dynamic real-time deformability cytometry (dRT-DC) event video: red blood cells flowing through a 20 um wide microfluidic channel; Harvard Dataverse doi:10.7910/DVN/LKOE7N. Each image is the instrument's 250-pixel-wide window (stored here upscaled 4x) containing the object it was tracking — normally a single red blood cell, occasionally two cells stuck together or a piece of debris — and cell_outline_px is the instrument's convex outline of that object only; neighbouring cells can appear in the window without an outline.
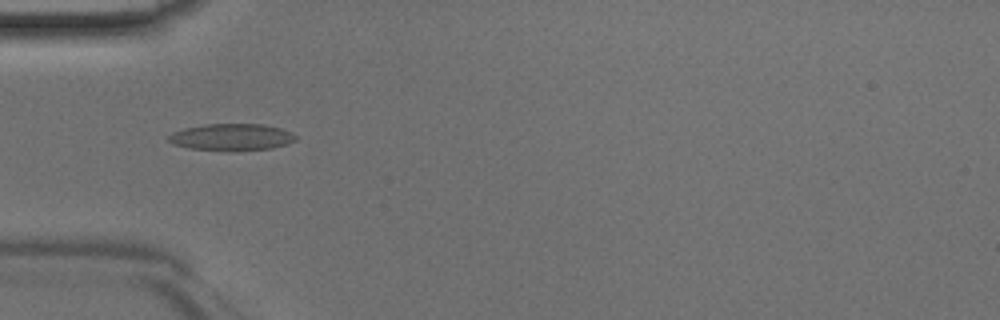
{"species": "Egyptian fruit bat (a non-hibernating species)", "species_latin": "Rousettus aegyptiacus", "temperature_condition": "room temperature", "stored_images_in_passage": 33, "camera_frame_rate_fps": 3000, "um_per_image_px": 0.085, "animal": {"sex": "male"}, "frame": {"image": 1, "passage_image": 2, "time_ms": 0.333, "image_size_px": [1000, 320], "cell_outline_px": [[296, 140], [288, 144], [272, 148], [188, 148], [172, 144], [168, 140], [168, 136], [172, 132], [184, 128], [204, 124], [264, 124], [280, 128], [296, 136]], "centroid_in_image_um": [19.66, 11.6], "position_along_channel_um": 65.3, "area_um2": 18.96}}
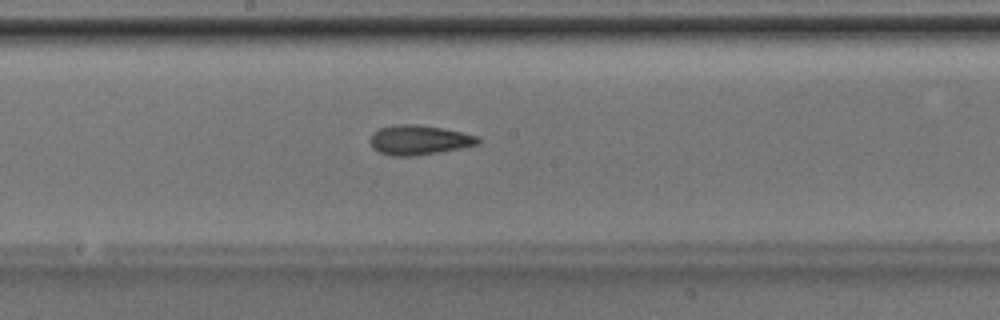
{"frame": {"image": 2, "passage_image": 12, "time_ms": 3.667, "image_size_px": [1000, 320], "cell_outline_px": [[480, 144], [440, 152], [416, 156], [392, 156], [380, 152], [372, 148], [368, 140], [372, 132], [380, 128], [392, 124], [416, 124], [444, 128], [480, 136]], "centroid_in_image_um": [35.6, 11.89], "position_along_channel_um": 212.6, "area_um2": 19.02}}
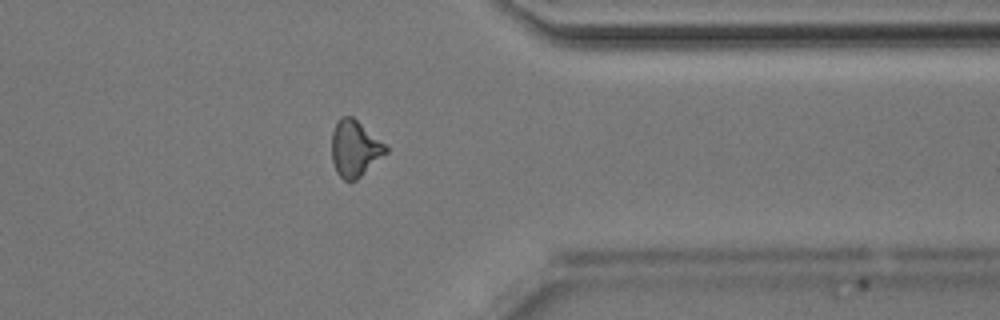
{"frame": {"image": 3, "passage_image": 24, "time_ms": 7.667, "image_size_px": [1000, 320], "cell_outline_px": [[388, 152], [356, 180], [344, 180], [336, 172], [332, 160], [332, 132], [340, 116], [352, 116], [384, 144], [388, 148]], "centroid_in_image_um": [30.14, 12.63], "position_along_channel_um": 381.3, "area_um2": 17.46}}